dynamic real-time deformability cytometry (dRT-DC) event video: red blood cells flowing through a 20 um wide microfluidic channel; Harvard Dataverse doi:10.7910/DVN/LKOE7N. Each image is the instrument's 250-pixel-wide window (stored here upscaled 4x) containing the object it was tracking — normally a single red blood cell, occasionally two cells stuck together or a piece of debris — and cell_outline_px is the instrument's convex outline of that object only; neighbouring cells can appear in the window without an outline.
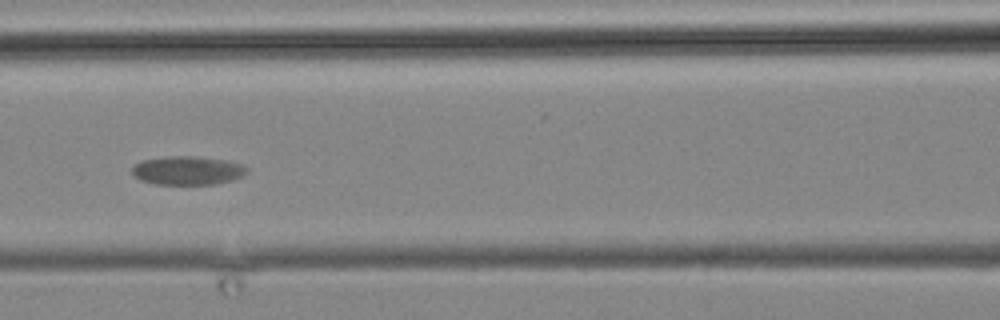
{"species": "common noctule bat (a hibernating species)", "species_latin": "Nyctalus noctula", "temperature_condition": "cold", "stored_images_in_passage": 7, "camera_frame_rate_fps": 3000, "um_per_image_px": 0.085, "animal": {"sex": "male", "body_mass_g": 19.2, "forearm_length_mm": 51.8}, "frame": {"image": 1, "passage_image": 3, "time_ms": 2.333, "image_size_px": [1000, 320], "cell_outline_px": [[248, 172], [244, 176], [232, 180], [212, 184], [156, 184], [140, 180], [132, 176], [132, 168], [136, 164], [144, 160], [168, 156], [192, 156], [228, 160], [244, 164], [248, 168]], "centroid_in_image_um": [15.98, 14.49], "position_along_channel_um": 150.6, "area_um2": 19.31}}
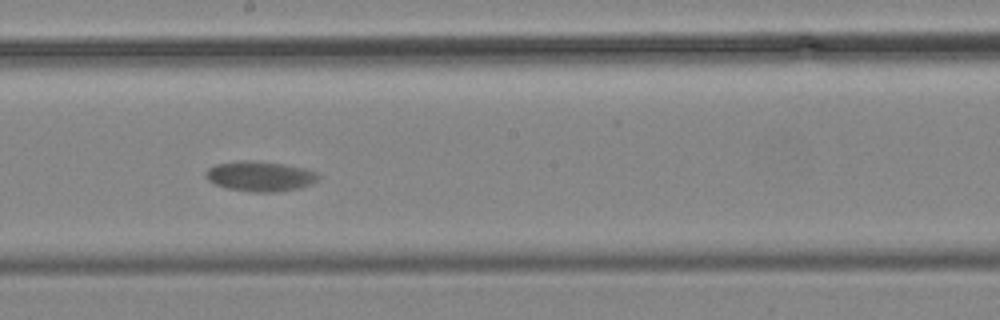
{"frame": {"image": 2, "passage_image": 5, "time_ms": 4.667, "image_size_px": [1000, 320], "cell_outline_px": [[320, 176], [312, 184], [300, 188], [276, 192], [252, 192], [228, 188], [216, 184], [208, 180], [204, 176], [204, 172], [208, 168], [216, 164], [240, 160], [256, 160], [284, 164], [304, 168], [316, 172]], "centroid_in_image_um": [22.09, 14.97], "position_along_channel_um": 226.1, "area_um2": 19.88}}
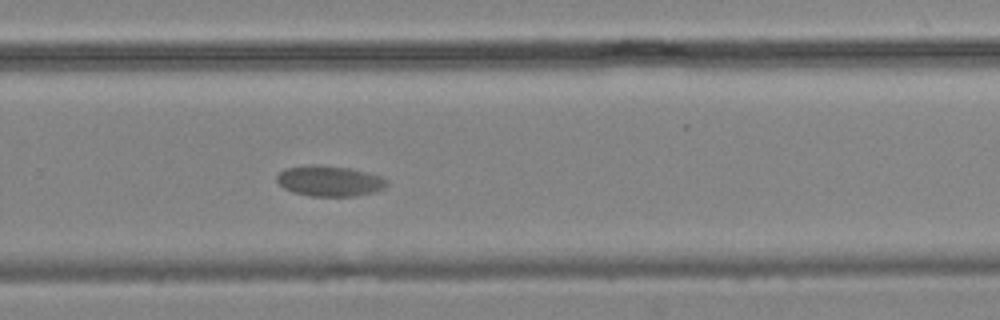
{"frame": {"image": 3, "passage_image": 7, "time_ms": 7.0, "image_size_px": [1000, 320], "cell_outline_px": [[388, 184], [384, 188], [376, 192], [356, 196], [312, 196], [292, 192], [284, 188], [276, 180], [276, 176], [284, 168], [312, 164], [320, 164], [352, 168], [368, 172], [380, 176], [388, 180]], "centroid_in_image_um": [28.03, 15.37], "position_along_channel_um": 301.8, "area_um2": 19.94}}